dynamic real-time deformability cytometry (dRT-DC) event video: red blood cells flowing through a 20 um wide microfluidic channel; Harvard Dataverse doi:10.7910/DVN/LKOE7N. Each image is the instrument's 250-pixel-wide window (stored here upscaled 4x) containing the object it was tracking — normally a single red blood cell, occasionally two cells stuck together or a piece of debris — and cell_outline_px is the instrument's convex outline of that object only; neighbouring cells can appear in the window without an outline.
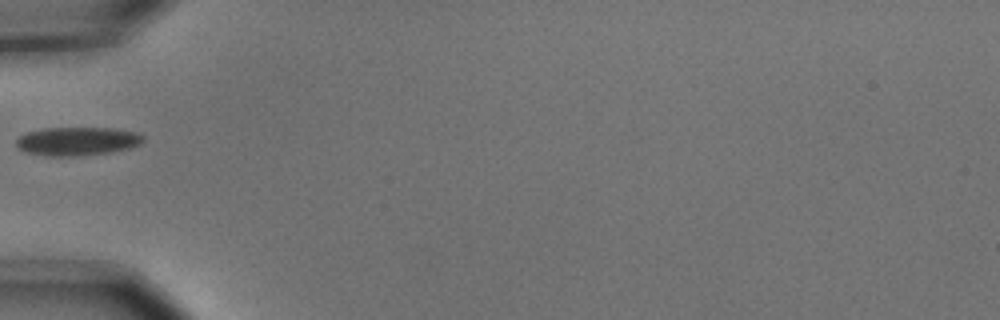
{"species": "common noctule bat (a hibernating species)", "species_latin": "Nyctalus noctula", "temperature_condition": "cold", "stored_images_in_passage": 2, "camera_frame_rate_fps": 3000, "um_per_image_px": 0.085, "animal": {"sex": "male", "body_mass_g": 15.6}, "frame": {"image": 1, "passage_image": 1, "time_ms": 0.0, "image_size_px": [1000, 320], "cell_outline_px": [[144, 140], [140, 144], [132, 148], [112, 152], [80, 156], [44, 156], [24, 152], [16, 144], [16, 140], [20, 136], [28, 132], [44, 128], [112, 128], [136, 132], [144, 136]], "centroid_in_image_um": [6.59, 12.01], "position_along_channel_um": 78.4, "area_um2": 21.27}}
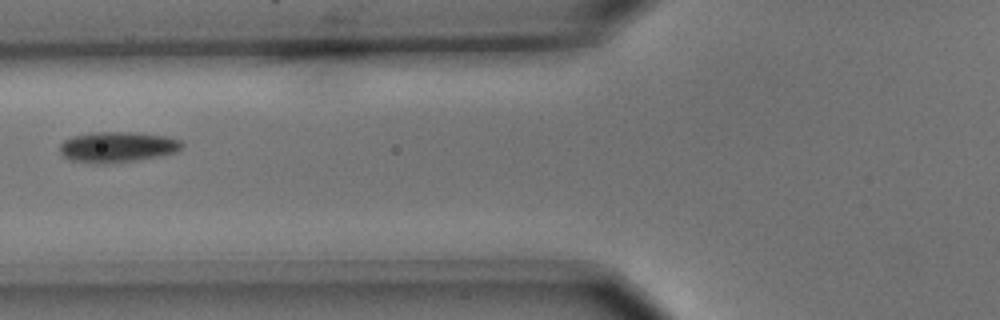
{"frame": {"image": 2, "passage_image": 2, "time_ms": 0.333, "image_size_px": [1000, 320], "cell_outline_px": [[184, 144], [176, 152], [160, 156], [136, 160], [108, 164], [92, 164], [72, 160], [64, 156], [60, 152], [60, 144], [64, 140], [72, 136], [88, 132], [140, 132], [164, 136], [180, 140]], "centroid_in_image_um": [9.96, 12.49], "position_along_channel_um": 115.8, "area_um2": 22.02}}